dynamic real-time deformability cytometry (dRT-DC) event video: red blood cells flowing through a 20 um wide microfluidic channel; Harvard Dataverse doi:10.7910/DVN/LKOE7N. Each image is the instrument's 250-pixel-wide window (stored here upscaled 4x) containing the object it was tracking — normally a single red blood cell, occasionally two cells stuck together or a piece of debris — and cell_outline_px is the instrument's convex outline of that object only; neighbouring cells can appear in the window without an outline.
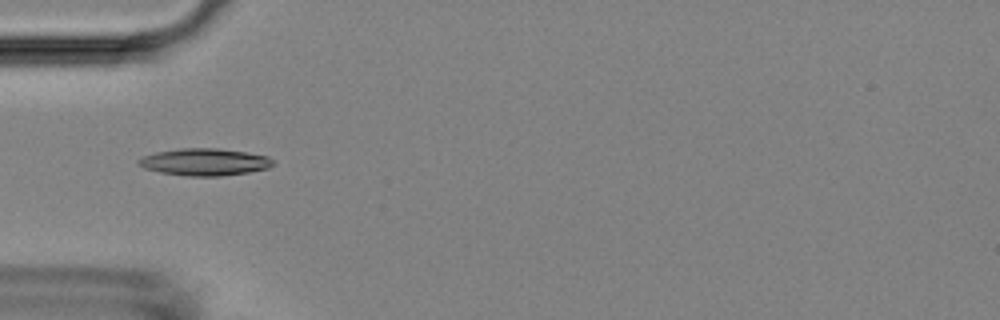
{"species": "Egyptian fruit bat (a non-hibernating species)", "species_latin": "Rousettus aegyptiacus", "temperature_condition": "room temperature", "stored_images_in_passage": 6, "camera_frame_rate_fps": 3000, "um_per_image_px": 0.085, "animal": {"sex": "female"}, "frame": {"image": 1, "passage_image": 4, "time_ms": 1.0, "image_size_px": [1000, 320], "cell_outline_px": [[272, 164], [268, 168], [248, 172], [220, 176], [184, 176], [160, 172], [144, 168], [136, 164], [136, 160], [144, 156], [156, 152], [180, 148], [216, 148], [244, 152], [268, 156], [272, 160]], "centroid_in_image_um": [17.33, 13.77], "position_along_channel_um": 67.7, "area_um2": 21.15}}